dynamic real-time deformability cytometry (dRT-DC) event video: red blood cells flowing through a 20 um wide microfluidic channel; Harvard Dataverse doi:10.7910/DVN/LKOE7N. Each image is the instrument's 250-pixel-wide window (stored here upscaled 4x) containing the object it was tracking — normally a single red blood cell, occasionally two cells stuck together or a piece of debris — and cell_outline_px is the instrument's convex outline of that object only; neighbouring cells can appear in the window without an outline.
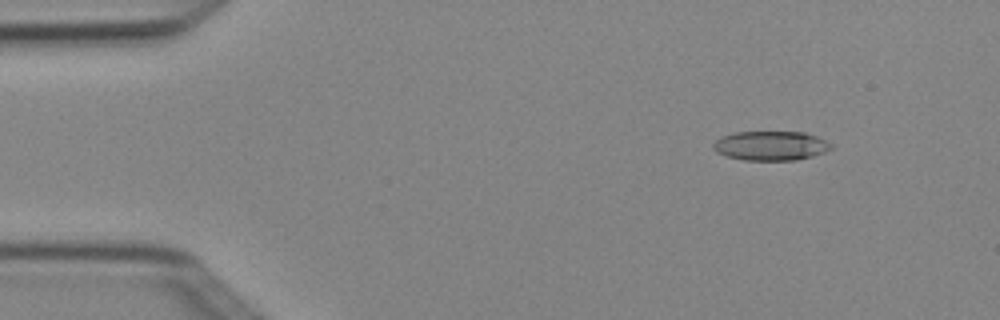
{"species": "Egyptian fruit bat (a non-hibernating species)", "species_latin": "Rousettus aegyptiacus", "temperature_condition": "cold", "stored_images_in_passage": 4, "camera_frame_rate_fps": 3000, "um_per_image_px": 0.085, "animal": {"sex": "female"}, "frame": {"image": 1, "passage_image": 2, "time_ms": 0.333, "image_size_px": [1000, 320], "cell_outline_px": [[832, 148], [824, 152], [812, 156], [796, 160], [744, 160], [728, 156], [716, 152], [712, 148], [712, 144], [716, 140], [732, 132], [804, 132], [816, 136], [832, 144]], "centroid_in_image_um": [65.5, 12.38], "position_along_channel_um": 19.5, "area_um2": 20.06}}
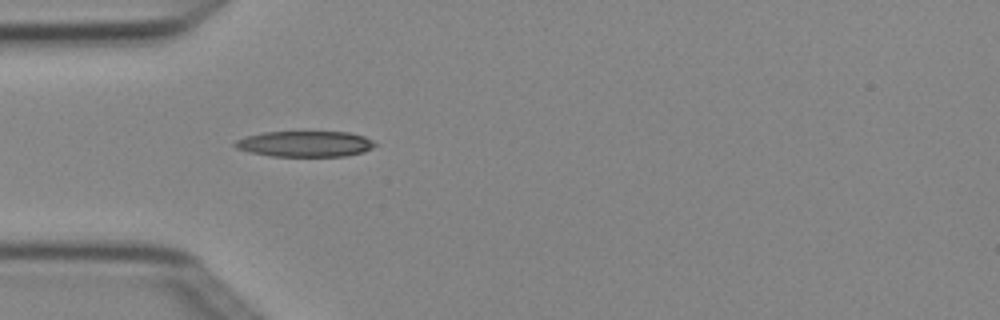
{"frame": {"image": 2, "passage_image": 4, "time_ms": 1.0, "image_size_px": [1000, 320], "cell_outline_px": [[376, 144], [372, 148], [364, 152], [344, 156], [272, 156], [252, 152], [236, 148], [232, 144], [236, 140], [244, 136], [264, 132], [348, 132], [364, 136], [372, 140]], "centroid_in_image_um": [25.92, 12.23], "position_along_channel_um": 59.1, "area_um2": 20.98}}